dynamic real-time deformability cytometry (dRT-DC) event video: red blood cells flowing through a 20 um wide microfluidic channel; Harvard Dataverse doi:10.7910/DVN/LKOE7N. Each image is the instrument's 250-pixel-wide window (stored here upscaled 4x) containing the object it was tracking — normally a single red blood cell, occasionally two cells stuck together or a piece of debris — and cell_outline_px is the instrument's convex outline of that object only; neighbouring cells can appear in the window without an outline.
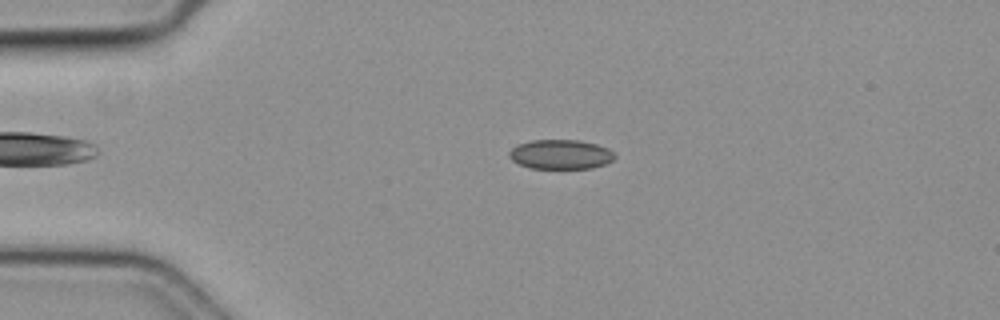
{"species": "common noctule bat (a hibernating species)", "species_latin": "Nyctalus noctula", "temperature_condition": "cold", "stored_images_in_passage": 49, "camera_frame_rate_fps": 3000, "um_per_image_px": 0.085, "animal": {"sex": "female", "body_mass_g": 19.3, "forearm_length_mm": 54.1}, "frame": {"image": 1, "passage_image": 11, "time_ms": 3.333, "image_size_px": [1000, 320], "cell_outline_px": [[616, 156], [612, 160], [604, 164], [592, 168], [528, 168], [512, 160], [508, 156], [508, 152], [516, 144], [532, 140], [580, 140], [596, 144], [608, 148]], "centroid_in_image_um": [47.62, 13.11], "position_along_channel_um": 37.4, "area_um2": 18.15}}
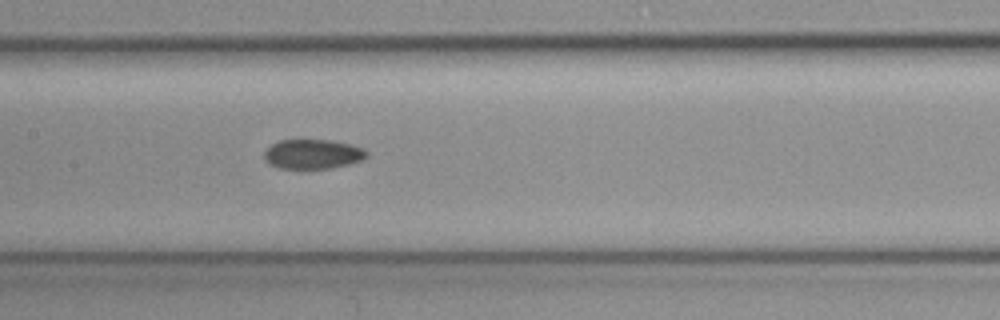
{"frame": {"image": 2, "passage_image": 24, "time_ms": 7.667, "image_size_px": [1000, 320], "cell_outline_px": [[368, 156], [360, 160], [348, 164], [328, 168], [300, 172], [280, 168], [268, 164], [264, 160], [264, 152], [272, 144], [280, 140], [328, 140], [348, 144], [364, 148], [368, 152]], "centroid_in_image_um": [26.53, 13.15], "position_along_channel_um": 180.9, "area_um2": 18.15}}
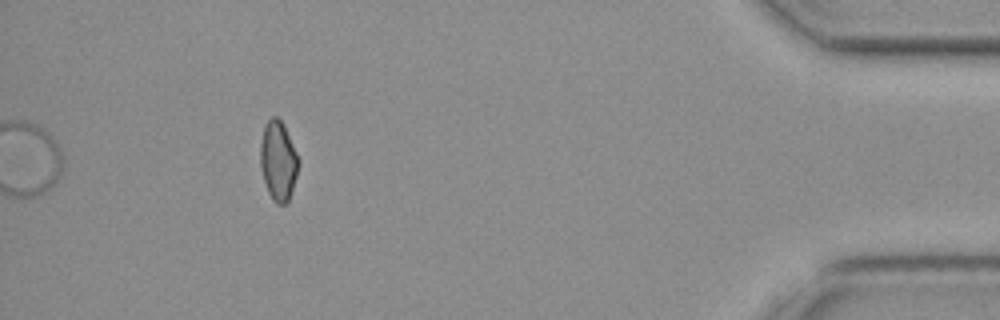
{"frame": {"image": 3, "passage_image": 45, "time_ms": 14.667, "image_size_px": [1000, 320], "cell_outline_px": [[300, 164], [288, 200], [284, 204], [276, 204], [272, 200], [268, 192], [264, 180], [260, 164], [260, 144], [264, 128], [268, 120], [272, 116], [276, 116], [280, 120], [300, 160]], "centroid_in_image_um": [23.64, 13.69], "position_along_channel_um": 411.6, "area_um2": 17.34}}